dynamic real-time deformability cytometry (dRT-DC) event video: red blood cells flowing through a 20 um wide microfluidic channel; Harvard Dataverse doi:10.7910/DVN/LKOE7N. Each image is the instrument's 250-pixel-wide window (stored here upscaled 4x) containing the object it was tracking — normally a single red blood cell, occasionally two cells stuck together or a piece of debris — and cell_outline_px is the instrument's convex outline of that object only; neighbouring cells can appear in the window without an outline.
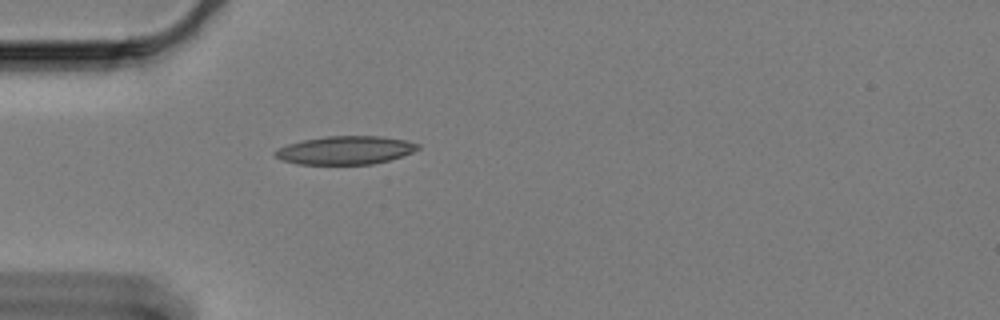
{"species": "Egyptian fruit bat (a non-hibernating species)", "species_latin": "Rousettus aegyptiacus", "temperature_condition": "cold", "stored_images_in_passage": 40, "camera_frame_rate_fps": 3000, "um_per_image_px": 0.085, "animal": {"sex": "female"}, "frame": {"image": 1, "passage_image": 1, "time_ms": 0.0, "image_size_px": [1000, 320], "cell_outline_px": [[420, 148], [412, 152], [388, 160], [372, 164], [300, 164], [284, 160], [276, 156], [272, 152], [276, 148], [288, 144], [304, 140], [328, 136], [380, 136], [404, 140], [420, 144]], "centroid_in_image_um": [29.35, 12.76], "position_along_channel_um": 55.7, "area_um2": 23.29}}
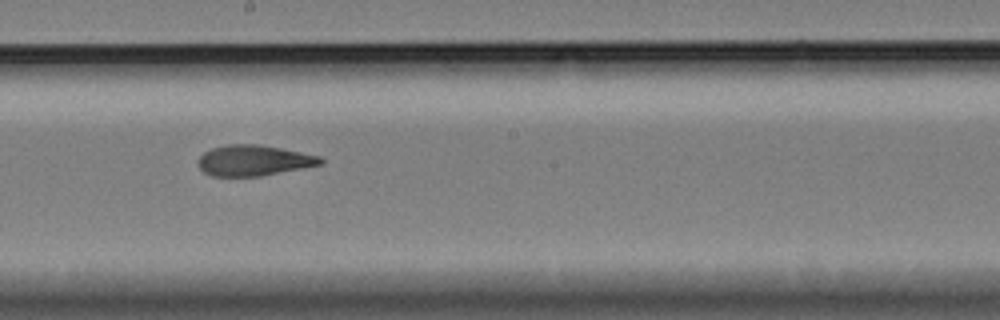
{"frame": {"image": 2, "passage_image": 17, "time_ms": 5.333, "image_size_px": [1000, 320], "cell_outline_px": [[324, 164], [304, 168], [260, 176], [212, 176], [204, 172], [196, 164], [200, 156], [204, 152], [212, 148], [228, 144], [260, 144], [320, 156], [324, 160]], "centroid_in_image_um": [21.57, 13.64], "position_along_channel_um": 226.6, "area_um2": 21.96}}
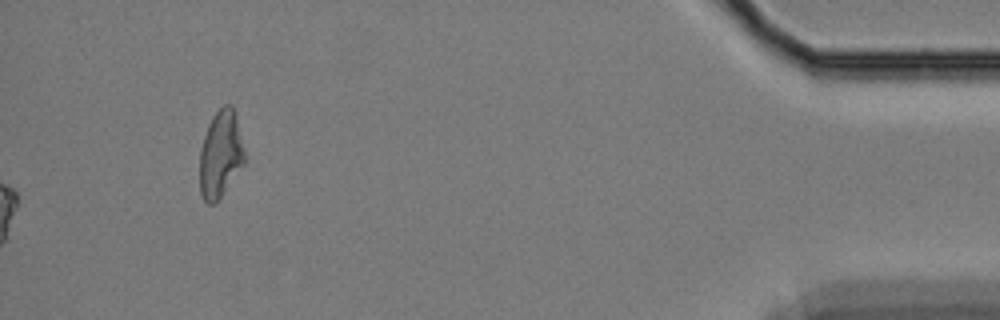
{"frame": {"image": 3, "passage_image": 40, "time_ms": 13.0, "image_size_px": [1000, 320], "cell_outline_px": [[244, 164], [220, 196], [212, 204], [208, 204], [204, 200], [200, 192], [200, 148], [208, 124], [212, 116], [224, 104], [232, 104], [236, 116], [244, 148]], "centroid_in_image_um": [18.74, 13.07], "position_along_channel_um": 416.5, "area_um2": 22.48}, "authors_computed_cell_mechanics": {"area_um2": 22.2241, "velocity_mm_per_s": 3.3165, "shape_relaxation_time_tau1_ms": 10.8921, "shape_relaxation_time_tau2_ms": 3.3497, "deformation_change_tau1": 0.2242, "deformation_change_tau2": 0.102}}